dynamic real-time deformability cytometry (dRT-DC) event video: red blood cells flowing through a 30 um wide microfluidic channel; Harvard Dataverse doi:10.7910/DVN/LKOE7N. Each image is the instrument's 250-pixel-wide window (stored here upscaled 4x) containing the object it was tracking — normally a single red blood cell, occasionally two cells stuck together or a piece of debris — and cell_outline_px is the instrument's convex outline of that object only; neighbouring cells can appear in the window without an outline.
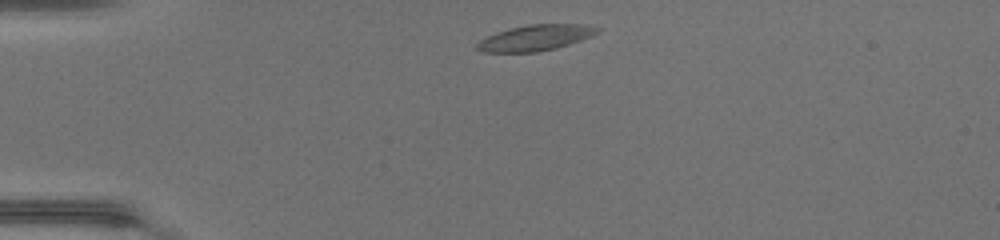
{"species": "common noctule bat (a hibernating species)", "species_latin": "Nyctalus noctula", "temperature_condition": "warm", "stored_images_in_passage": 38, "camera_frame_rate_fps": 3000, "um_per_image_px": 0.085, "animal": {"sex": "female", "body_mass_g": 17.0, "forearm_length_mm": 48.0}, "frame": {"image": 1, "passage_image": 1, "time_ms": 0.0, "image_size_px": [1000, 240], "cell_outline_px": [[600, 32], [592, 36], [556, 48], [536, 52], [484, 52], [476, 48], [476, 44], [480, 40], [496, 32], [528, 24], [584, 24], [600, 28]], "centroid_in_image_um": [45.53, 3.2], "position_along_channel_um": 39.5, "area_um2": 17.98}}
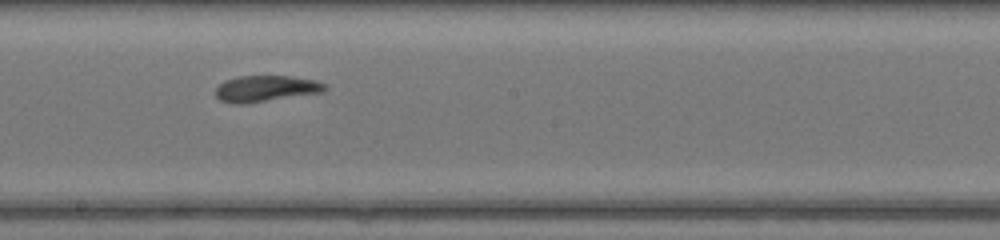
{"frame": {"image": 2, "passage_image": 17, "time_ms": 5.333, "image_size_px": [1000, 240], "cell_outline_px": [[328, 88], [324, 92], [244, 104], [236, 104], [220, 100], [216, 96], [216, 88], [220, 84], [228, 80], [240, 76], [292, 76], [316, 80], [324, 84]], "centroid_in_image_um": [22.63, 7.53], "position_along_channel_um": 225.6, "area_um2": 16.59}}
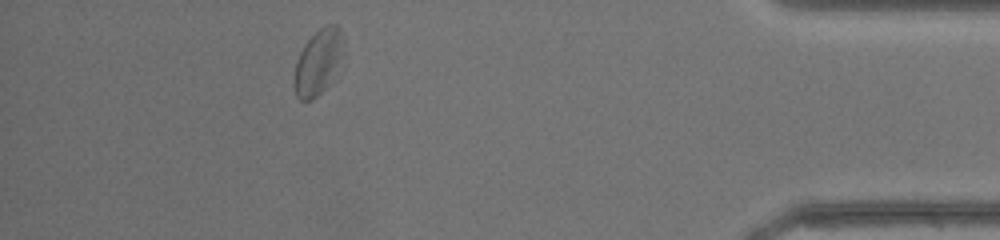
{"frame": {"image": 3, "passage_image": 33, "time_ms": 10.667, "image_size_px": [1000, 240], "cell_outline_px": [[340, 32], [336, 60], [324, 88], [312, 100], [300, 100], [296, 96], [292, 84], [296, 60], [304, 44], [320, 28], [328, 24], [336, 24], [340, 28]], "centroid_in_image_um": [26.86, 5.31], "position_along_channel_um": 408.3, "area_um2": 17.11}, "authors_computed_cell_mechanics": {"area_um2": 17.1088, "velocity_mm_per_s": 4.3012, "shape_relaxation_time_tau1_ms": 4.5895, "shape_relaxation_time_tau2_ms": 2.816, "deformation_change_tau1": 0.1263, "deformation_change_tau2": 0.0921}}